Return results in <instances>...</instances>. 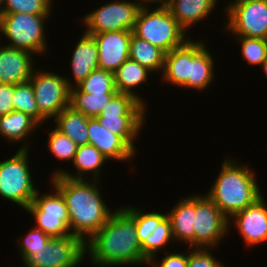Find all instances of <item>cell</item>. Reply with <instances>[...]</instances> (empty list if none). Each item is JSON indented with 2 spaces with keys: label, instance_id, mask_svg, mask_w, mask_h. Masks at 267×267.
<instances>
[{
  "label": "cell",
  "instance_id": "1",
  "mask_svg": "<svg viewBox=\"0 0 267 267\" xmlns=\"http://www.w3.org/2000/svg\"><path fill=\"white\" fill-rule=\"evenodd\" d=\"M85 242V253L98 266L147 264L136 232L135 221L117 208L108 221Z\"/></svg>",
  "mask_w": 267,
  "mask_h": 267
},
{
  "label": "cell",
  "instance_id": "2",
  "mask_svg": "<svg viewBox=\"0 0 267 267\" xmlns=\"http://www.w3.org/2000/svg\"><path fill=\"white\" fill-rule=\"evenodd\" d=\"M51 179L53 187L65 200L71 234L86 242L115 212L106 206L100 193L99 181L75 180L62 175Z\"/></svg>",
  "mask_w": 267,
  "mask_h": 267
},
{
  "label": "cell",
  "instance_id": "3",
  "mask_svg": "<svg viewBox=\"0 0 267 267\" xmlns=\"http://www.w3.org/2000/svg\"><path fill=\"white\" fill-rule=\"evenodd\" d=\"M234 161L224 160L216 181L206 193L228 219L262 197L255 173Z\"/></svg>",
  "mask_w": 267,
  "mask_h": 267
},
{
  "label": "cell",
  "instance_id": "4",
  "mask_svg": "<svg viewBox=\"0 0 267 267\" xmlns=\"http://www.w3.org/2000/svg\"><path fill=\"white\" fill-rule=\"evenodd\" d=\"M145 106L133 95L116 92L96 119L136 152L134 141L145 123Z\"/></svg>",
  "mask_w": 267,
  "mask_h": 267
},
{
  "label": "cell",
  "instance_id": "5",
  "mask_svg": "<svg viewBox=\"0 0 267 267\" xmlns=\"http://www.w3.org/2000/svg\"><path fill=\"white\" fill-rule=\"evenodd\" d=\"M133 33L165 53L182 46L189 39L168 8L160 5L154 10H150L149 6L140 7Z\"/></svg>",
  "mask_w": 267,
  "mask_h": 267
},
{
  "label": "cell",
  "instance_id": "6",
  "mask_svg": "<svg viewBox=\"0 0 267 267\" xmlns=\"http://www.w3.org/2000/svg\"><path fill=\"white\" fill-rule=\"evenodd\" d=\"M26 144L11 158L0 162V196L24 209L33 202L38 191L33 185Z\"/></svg>",
  "mask_w": 267,
  "mask_h": 267
},
{
  "label": "cell",
  "instance_id": "7",
  "mask_svg": "<svg viewBox=\"0 0 267 267\" xmlns=\"http://www.w3.org/2000/svg\"><path fill=\"white\" fill-rule=\"evenodd\" d=\"M49 16L2 13L0 32L9 39L7 46L28 51L34 55L45 53L48 47L44 32V20Z\"/></svg>",
  "mask_w": 267,
  "mask_h": 267
},
{
  "label": "cell",
  "instance_id": "8",
  "mask_svg": "<svg viewBox=\"0 0 267 267\" xmlns=\"http://www.w3.org/2000/svg\"><path fill=\"white\" fill-rule=\"evenodd\" d=\"M41 71V72H40ZM52 72L33 71L32 83L39 113L47 120L70 106L72 83Z\"/></svg>",
  "mask_w": 267,
  "mask_h": 267
},
{
  "label": "cell",
  "instance_id": "9",
  "mask_svg": "<svg viewBox=\"0 0 267 267\" xmlns=\"http://www.w3.org/2000/svg\"><path fill=\"white\" fill-rule=\"evenodd\" d=\"M54 190V193H42V195L38 190L33 202L25 210L35 218V227L50 237L70 236L72 234L69 230V216L65 200L56 188Z\"/></svg>",
  "mask_w": 267,
  "mask_h": 267
},
{
  "label": "cell",
  "instance_id": "10",
  "mask_svg": "<svg viewBox=\"0 0 267 267\" xmlns=\"http://www.w3.org/2000/svg\"><path fill=\"white\" fill-rule=\"evenodd\" d=\"M227 29L234 36L267 37V0H234L227 5Z\"/></svg>",
  "mask_w": 267,
  "mask_h": 267
},
{
  "label": "cell",
  "instance_id": "11",
  "mask_svg": "<svg viewBox=\"0 0 267 267\" xmlns=\"http://www.w3.org/2000/svg\"><path fill=\"white\" fill-rule=\"evenodd\" d=\"M229 224V219L207 195H195V248H215L228 233Z\"/></svg>",
  "mask_w": 267,
  "mask_h": 267
},
{
  "label": "cell",
  "instance_id": "12",
  "mask_svg": "<svg viewBox=\"0 0 267 267\" xmlns=\"http://www.w3.org/2000/svg\"><path fill=\"white\" fill-rule=\"evenodd\" d=\"M141 5L137 1H113L104 4L83 17L86 33H105L112 31L133 32L136 17Z\"/></svg>",
  "mask_w": 267,
  "mask_h": 267
},
{
  "label": "cell",
  "instance_id": "13",
  "mask_svg": "<svg viewBox=\"0 0 267 267\" xmlns=\"http://www.w3.org/2000/svg\"><path fill=\"white\" fill-rule=\"evenodd\" d=\"M85 242L76 235L52 237L46 248L22 261L25 267H77L84 259Z\"/></svg>",
  "mask_w": 267,
  "mask_h": 267
},
{
  "label": "cell",
  "instance_id": "14",
  "mask_svg": "<svg viewBox=\"0 0 267 267\" xmlns=\"http://www.w3.org/2000/svg\"><path fill=\"white\" fill-rule=\"evenodd\" d=\"M92 35L98 46V68L115 73L129 58L131 31L87 33Z\"/></svg>",
  "mask_w": 267,
  "mask_h": 267
},
{
  "label": "cell",
  "instance_id": "15",
  "mask_svg": "<svg viewBox=\"0 0 267 267\" xmlns=\"http://www.w3.org/2000/svg\"><path fill=\"white\" fill-rule=\"evenodd\" d=\"M235 228L244 239L245 245L251 247L267 241V204L263 196L255 203L231 217Z\"/></svg>",
  "mask_w": 267,
  "mask_h": 267
},
{
  "label": "cell",
  "instance_id": "16",
  "mask_svg": "<svg viewBox=\"0 0 267 267\" xmlns=\"http://www.w3.org/2000/svg\"><path fill=\"white\" fill-rule=\"evenodd\" d=\"M33 54L5 45L0 46V83L16 85L30 81L34 69Z\"/></svg>",
  "mask_w": 267,
  "mask_h": 267
},
{
  "label": "cell",
  "instance_id": "17",
  "mask_svg": "<svg viewBox=\"0 0 267 267\" xmlns=\"http://www.w3.org/2000/svg\"><path fill=\"white\" fill-rule=\"evenodd\" d=\"M89 144L107 159L129 160L136 152L118 135L100 125L96 118L88 121Z\"/></svg>",
  "mask_w": 267,
  "mask_h": 267
},
{
  "label": "cell",
  "instance_id": "18",
  "mask_svg": "<svg viewBox=\"0 0 267 267\" xmlns=\"http://www.w3.org/2000/svg\"><path fill=\"white\" fill-rule=\"evenodd\" d=\"M190 70L191 40L188 39L182 46L165 53L162 78L170 84L188 88Z\"/></svg>",
  "mask_w": 267,
  "mask_h": 267
},
{
  "label": "cell",
  "instance_id": "19",
  "mask_svg": "<svg viewBox=\"0 0 267 267\" xmlns=\"http://www.w3.org/2000/svg\"><path fill=\"white\" fill-rule=\"evenodd\" d=\"M195 195L181 199L167 213L170 220L174 241H183L194 248Z\"/></svg>",
  "mask_w": 267,
  "mask_h": 267
},
{
  "label": "cell",
  "instance_id": "20",
  "mask_svg": "<svg viewBox=\"0 0 267 267\" xmlns=\"http://www.w3.org/2000/svg\"><path fill=\"white\" fill-rule=\"evenodd\" d=\"M205 42L191 40V70L188 77V88L203 90L206 89L214 76V61L207 50Z\"/></svg>",
  "mask_w": 267,
  "mask_h": 267
},
{
  "label": "cell",
  "instance_id": "21",
  "mask_svg": "<svg viewBox=\"0 0 267 267\" xmlns=\"http://www.w3.org/2000/svg\"><path fill=\"white\" fill-rule=\"evenodd\" d=\"M71 66L75 82L72 87L81 83L92 71L98 68V46L95 38L84 32L80 41L77 43L72 59ZM74 84V85H73Z\"/></svg>",
  "mask_w": 267,
  "mask_h": 267
},
{
  "label": "cell",
  "instance_id": "22",
  "mask_svg": "<svg viewBox=\"0 0 267 267\" xmlns=\"http://www.w3.org/2000/svg\"><path fill=\"white\" fill-rule=\"evenodd\" d=\"M218 0H169L166 7L177 20L179 26L187 32L194 23L206 18L213 11Z\"/></svg>",
  "mask_w": 267,
  "mask_h": 267
},
{
  "label": "cell",
  "instance_id": "23",
  "mask_svg": "<svg viewBox=\"0 0 267 267\" xmlns=\"http://www.w3.org/2000/svg\"><path fill=\"white\" fill-rule=\"evenodd\" d=\"M106 158L102 155V153L97 150L94 146L88 144L79 146L75 153V157L73 160V164L76 167L77 174L75 176L73 174L68 173L67 171L58 170L52 175L53 177L62 175L64 177L75 179V180H86L89 176H85L86 172L88 174H92L90 178L92 180L99 181V175L101 173V167L105 164ZM89 172V173H88ZM91 172V173H90ZM85 173V174H84ZM77 175V176H76ZM85 176V177H84Z\"/></svg>",
  "mask_w": 267,
  "mask_h": 267
},
{
  "label": "cell",
  "instance_id": "24",
  "mask_svg": "<svg viewBox=\"0 0 267 267\" xmlns=\"http://www.w3.org/2000/svg\"><path fill=\"white\" fill-rule=\"evenodd\" d=\"M56 129L67 135L78 147L89 144V117L71 106L63 109L54 119Z\"/></svg>",
  "mask_w": 267,
  "mask_h": 267
},
{
  "label": "cell",
  "instance_id": "25",
  "mask_svg": "<svg viewBox=\"0 0 267 267\" xmlns=\"http://www.w3.org/2000/svg\"><path fill=\"white\" fill-rule=\"evenodd\" d=\"M151 71L138 62L128 58L114 73L115 88L117 92L127 93L136 97L145 104L141 97L134 92V88L148 81Z\"/></svg>",
  "mask_w": 267,
  "mask_h": 267
},
{
  "label": "cell",
  "instance_id": "26",
  "mask_svg": "<svg viewBox=\"0 0 267 267\" xmlns=\"http://www.w3.org/2000/svg\"><path fill=\"white\" fill-rule=\"evenodd\" d=\"M40 124L28 114L11 111L0 117V135L9 142H21Z\"/></svg>",
  "mask_w": 267,
  "mask_h": 267
},
{
  "label": "cell",
  "instance_id": "27",
  "mask_svg": "<svg viewBox=\"0 0 267 267\" xmlns=\"http://www.w3.org/2000/svg\"><path fill=\"white\" fill-rule=\"evenodd\" d=\"M129 58L151 72L163 70L165 52L150 42L139 38L133 32L130 39Z\"/></svg>",
  "mask_w": 267,
  "mask_h": 267
},
{
  "label": "cell",
  "instance_id": "28",
  "mask_svg": "<svg viewBox=\"0 0 267 267\" xmlns=\"http://www.w3.org/2000/svg\"><path fill=\"white\" fill-rule=\"evenodd\" d=\"M114 94H89L77 86L71 88L70 106L89 118H96Z\"/></svg>",
  "mask_w": 267,
  "mask_h": 267
},
{
  "label": "cell",
  "instance_id": "29",
  "mask_svg": "<svg viewBox=\"0 0 267 267\" xmlns=\"http://www.w3.org/2000/svg\"><path fill=\"white\" fill-rule=\"evenodd\" d=\"M12 105L15 111H21L35 119L40 125L46 119L39 113L31 81L14 85Z\"/></svg>",
  "mask_w": 267,
  "mask_h": 267
},
{
  "label": "cell",
  "instance_id": "30",
  "mask_svg": "<svg viewBox=\"0 0 267 267\" xmlns=\"http://www.w3.org/2000/svg\"><path fill=\"white\" fill-rule=\"evenodd\" d=\"M77 87L89 94H115L114 74L97 68L92 71Z\"/></svg>",
  "mask_w": 267,
  "mask_h": 267
},
{
  "label": "cell",
  "instance_id": "31",
  "mask_svg": "<svg viewBox=\"0 0 267 267\" xmlns=\"http://www.w3.org/2000/svg\"><path fill=\"white\" fill-rule=\"evenodd\" d=\"M170 241H174V238L170 220L166 216L141 244L143 255L150 260L156 253L158 254L159 250H162L161 248H165Z\"/></svg>",
  "mask_w": 267,
  "mask_h": 267
},
{
  "label": "cell",
  "instance_id": "32",
  "mask_svg": "<svg viewBox=\"0 0 267 267\" xmlns=\"http://www.w3.org/2000/svg\"><path fill=\"white\" fill-rule=\"evenodd\" d=\"M134 221L139 243L142 244L145 239L153 232L155 226L167 216V213L159 212H142L139 208L133 206L122 208Z\"/></svg>",
  "mask_w": 267,
  "mask_h": 267
},
{
  "label": "cell",
  "instance_id": "33",
  "mask_svg": "<svg viewBox=\"0 0 267 267\" xmlns=\"http://www.w3.org/2000/svg\"><path fill=\"white\" fill-rule=\"evenodd\" d=\"M53 0H4L2 13L50 15Z\"/></svg>",
  "mask_w": 267,
  "mask_h": 267
},
{
  "label": "cell",
  "instance_id": "34",
  "mask_svg": "<svg viewBox=\"0 0 267 267\" xmlns=\"http://www.w3.org/2000/svg\"><path fill=\"white\" fill-rule=\"evenodd\" d=\"M241 44L243 58L251 65H262L267 58V41L263 38L235 36Z\"/></svg>",
  "mask_w": 267,
  "mask_h": 267
},
{
  "label": "cell",
  "instance_id": "35",
  "mask_svg": "<svg viewBox=\"0 0 267 267\" xmlns=\"http://www.w3.org/2000/svg\"><path fill=\"white\" fill-rule=\"evenodd\" d=\"M52 130L49 132L47 145L50 152L59 160L73 162L78 146L56 128Z\"/></svg>",
  "mask_w": 267,
  "mask_h": 267
},
{
  "label": "cell",
  "instance_id": "36",
  "mask_svg": "<svg viewBox=\"0 0 267 267\" xmlns=\"http://www.w3.org/2000/svg\"><path fill=\"white\" fill-rule=\"evenodd\" d=\"M20 242V255L24 261L29 255L46 248L48 241L52 238L45 234L41 229L34 227Z\"/></svg>",
  "mask_w": 267,
  "mask_h": 267
},
{
  "label": "cell",
  "instance_id": "37",
  "mask_svg": "<svg viewBox=\"0 0 267 267\" xmlns=\"http://www.w3.org/2000/svg\"><path fill=\"white\" fill-rule=\"evenodd\" d=\"M188 252L187 267H224L219 260L210 253V248H192Z\"/></svg>",
  "mask_w": 267,
  "mask_h": 267
},
{
  "label": "cell",
  "instance_id": "38",
  "mask_svg": "<svg viewBox=\"0 0 267 267\" xmlns=\"http://www.w3.org/2000/svg\"><path fill=\"white\" fill-rule=\"evenodd\" d=\"M156 260V256H153L149 260L148 265L153 264V267H187L188 253H168V255L166 254L165 257L162 258V261H159V263H157Z\"/></svg>",
  "mask_w": 267,
  "mask_h": 267
},
{
  "label": "cell",
  "instance_id": "39",
  "mask_svg": "<svg viewBox=\"0 0 267 267\" xmlns=\"http://www.w3.org/2000/svg\"><path fill=\"white\" fill-rule=\"evenodd\" d=\"M14 85L0 83V117L14 110L12 95Z\"/></svg>",
  "mask_w": 267,
  "mask_h": 267
},
{
  "label": "cell",
  "instance_id": "40",
  "mask_svg": "<svg viewBox=\"0 0 267 267\" xmlns=\"http://www.w3.org/2000/svg\"><path fill=\"white\" fill-rule=\"evenodd\" d=\"M139 1V0H138ZM148 2L152 3H157L160 4V6H166V4L169 2V0H140V5L141 6H147ZM147 3V4H145Z\"/></svg>",
  "mask_w": 267,
  "mask_h": 267
},
{
  "label": "cell",
  "instance_id": "41",
  "mask_svg": "<svg viewBox=\"0 0 267 267\" xmlns=\"http://www.w3.org/2000/svg\"><path fill=\"white\" fill-rule=\"evenodd\" d=\"M261 68L264 70V72L266 73L265 75H267V58L263 61ZM267 77V76H266Z\"/></svg>",
  "mask_w": 267,
  "mask_h": 267
},
{
  "label": "cell",
  "instance_id": "42",
  "mask_svg": "<svg viewBox=\"0 0 267 267\" xmlns=\"http://www.w3.org/2000/svg\"><path fill=\"white\" fill-rule=\"evenodd\" d=\"M4 4V0H0V17L2 15V11H3V5Z\"/></svg>",
  "mask_w": 267,
  "mask_h": 267
}]
</instances>
